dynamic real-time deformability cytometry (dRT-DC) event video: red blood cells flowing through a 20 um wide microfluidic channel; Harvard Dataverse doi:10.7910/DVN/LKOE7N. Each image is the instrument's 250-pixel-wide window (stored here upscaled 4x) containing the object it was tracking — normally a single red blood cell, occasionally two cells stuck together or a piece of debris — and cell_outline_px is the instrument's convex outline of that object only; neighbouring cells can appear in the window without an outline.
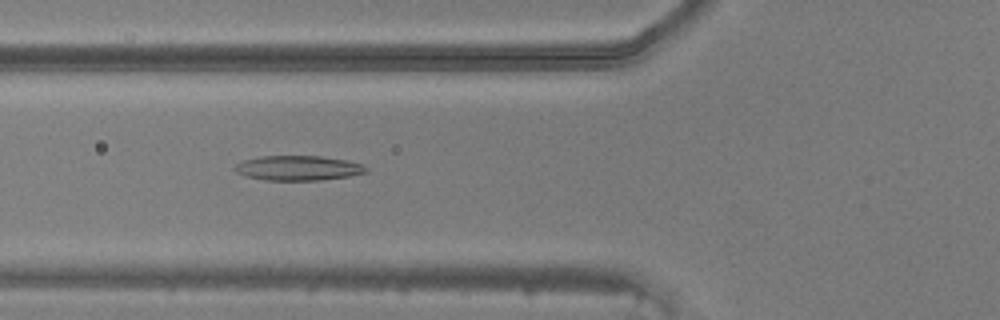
{"species": "common noctule bat (a hibernating species)", "species_latin": "Nyctalus noctula", "temperature_condition": "warm", "stored_images_in_passage": 36, "camera_frame_rate_fps": 3000, "um_per_image_px": 0.085, "animal": {"sex": "male", "body_mass_g": 20.5, "forearm_length_mm": 52.5}, "frame": {"image": 1, "passage_image": 6, "time_ms": 1.667, "image_size_px": [1000, 320], "cell_outline_px": [[368, 172], [348, 176], [320, 180], [264, 180], [248, 176], [236, 172], [232, 168], [236, 164], [244, 160], [260, 156], [320, 156], [344, 160], [364, 164], [368, 168]], "centroid_in_image_um": [25.35, 14.28], "position_along_channel_um": 100.5, "area_um2": 18.9}}
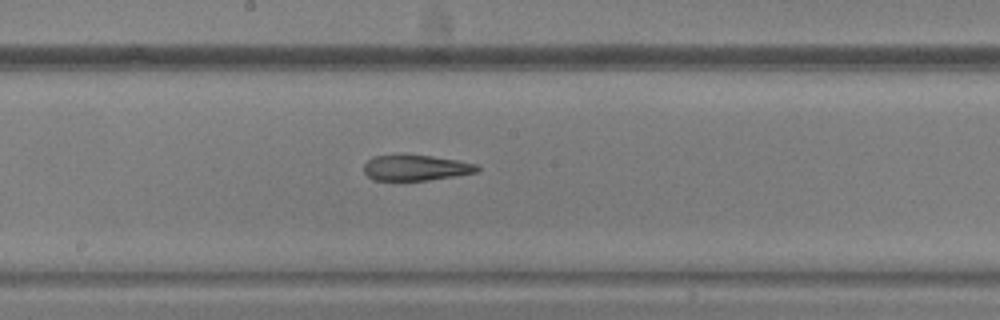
{"frame": {"image": 2, "passage_image": 14, "time_ms": 4.333, "image_size_px": [1000, 320], "cell_outline_px": [[480, 172], [428, 180], [372, 180], [364, 172], [364, 164], [372, 156], [404, 152], [460, 160], [476, 164], [480, 168]], "centroid_in_image_um": [35.33, 14.22], "position_along_channel_um": 212.9, "area_um2": 17.63}}
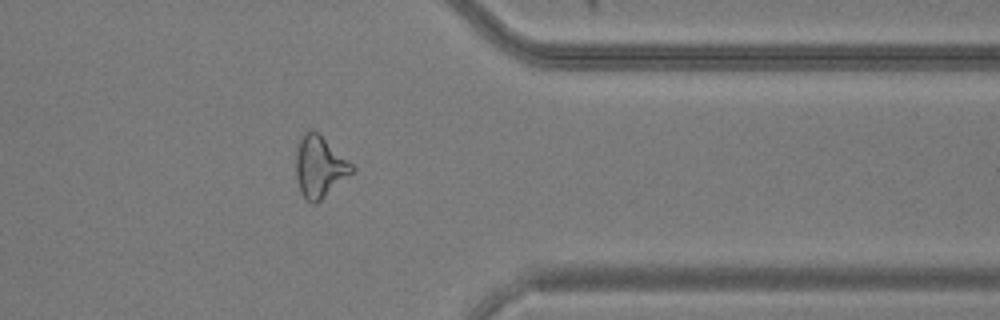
{"frame": {"image": 3, "passage_image": 27, "time_ms": 8.667, "image_size_px": [1000, 320], "cell_outline_px": [[356, 168], [352, 172], [316, 204], [312, 204], [300, 192], [296, 180], [296, 156], [300, 140], [304, 132], [312, 128], [352, 164]], "centroid_in_image_um": [27.13, 14.18], "position_along_channel_um": 384.3, "area_um2": 19.54}}